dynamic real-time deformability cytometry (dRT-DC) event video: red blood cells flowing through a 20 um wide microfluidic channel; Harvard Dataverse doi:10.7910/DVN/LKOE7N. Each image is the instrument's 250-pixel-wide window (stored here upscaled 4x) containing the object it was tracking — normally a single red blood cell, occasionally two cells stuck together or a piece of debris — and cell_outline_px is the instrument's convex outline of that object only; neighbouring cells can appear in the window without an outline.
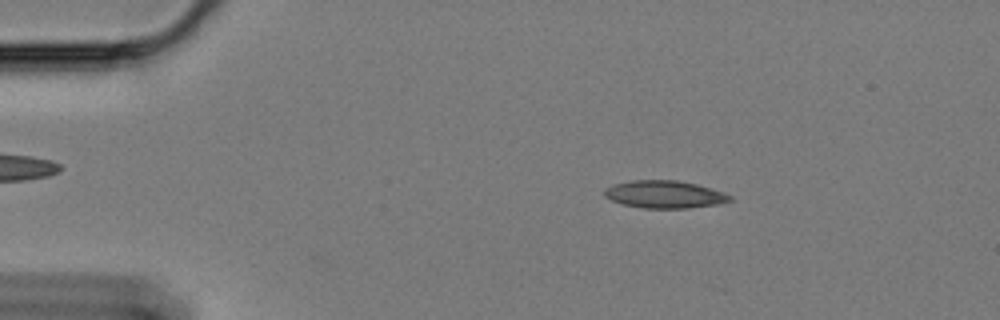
{"species": "Egyptian fruit bat (a non-hibernating species)", "species_latin": "Rousettus aegyptiacus", "temperature_condition": "cold", "stored_images_in_passage": 11, "camera_frame_rate_fps": 3000, "um_per_image_px": 0.085, "animal": {"sex": "female"}, "frame": {"image": 1, "passage_image": 9, "time_ms": 2.667, "image_size_px": [1000, 320], "cell_outline_px": [[732, 200], [720, 204], [688, 208], [644, 208], [624, 204], [612, 200], [604, 196], [604, 188], [612, 184], [628, 180], [676, 180], [696, 184], [724, 192], [732, 196]], "centroid_in_image_um": [56.48, 16.51], "position_along_channel_um": 28.5, "area_um2": 20.23}}